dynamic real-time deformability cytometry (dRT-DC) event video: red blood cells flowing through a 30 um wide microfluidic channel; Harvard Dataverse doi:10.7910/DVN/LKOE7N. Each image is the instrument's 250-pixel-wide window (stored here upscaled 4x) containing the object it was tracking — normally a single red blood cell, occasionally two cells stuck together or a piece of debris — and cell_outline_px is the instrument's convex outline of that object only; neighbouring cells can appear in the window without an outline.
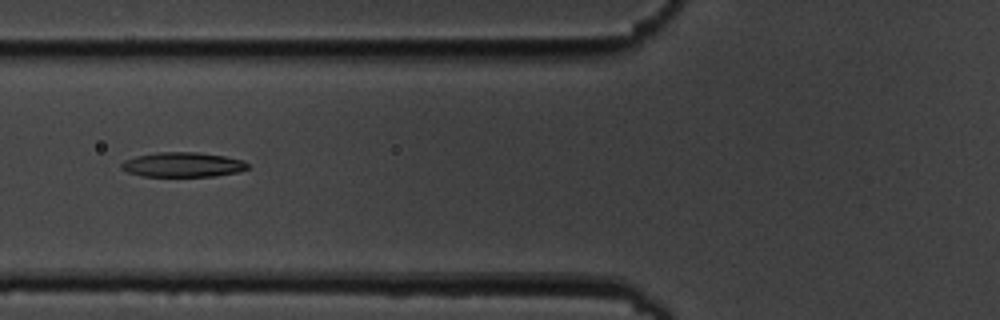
{"species": "common noctule bat (a hibernating species)", "species_latin": "Nyctalus noctula", "temperature_condition": "cold", "stored_images_in_passage": 9, "camera_frame_rate_fps": 3000, "um_per_image_px": 0.085, "animal": {"sex": "male", "body_mass_g": 19.5, "forearm_length_mm": 54.6}, "frame": {"image": 1, "passage_image": 6, "time_ms": 6.0, "image_size_px": [1000, 320], "cell_outline_px": [[248, 168], [240, 172], [212, 176], [144, 176], [128, 172], [120, 168], [120, 164], [124, 160], [136, 156], [156, 152], [196, 152], [224, 156], [244, 160], [248, 164]], "centroid_in_image_um": [15.53, 13.99], "position_along_channel_um": 110.3, "area_um2": 18.21}}
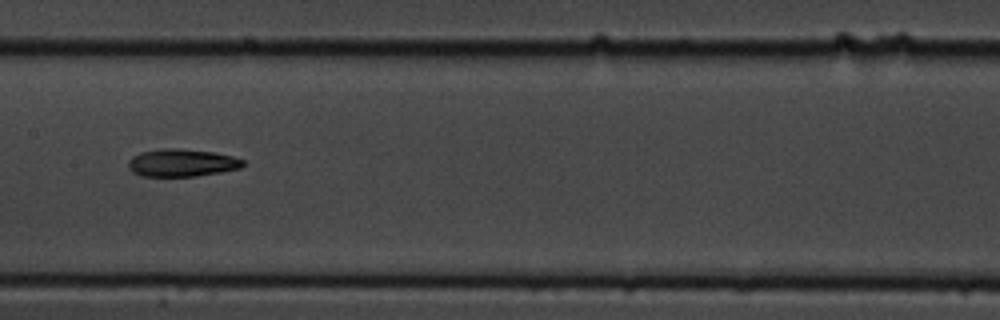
{"frame": {"image": 2, "passage_image": 8, "time_ms": 8.333, "image_size_px": [1000, 320], "cell_outline_px": [[244, 164], [240, 168], [220, 172], [196, 176], [144, 176], [132, 172], [128, 168], [128, 160], [132, 156], [140, 152], [160, 148], [176, 148], [216, 152], [232, 156], [244, 160]], "centroid_in_image_um": [15.43, 13.83], "position_along_channel_um": 192.0, "area_um2": 18.55}}
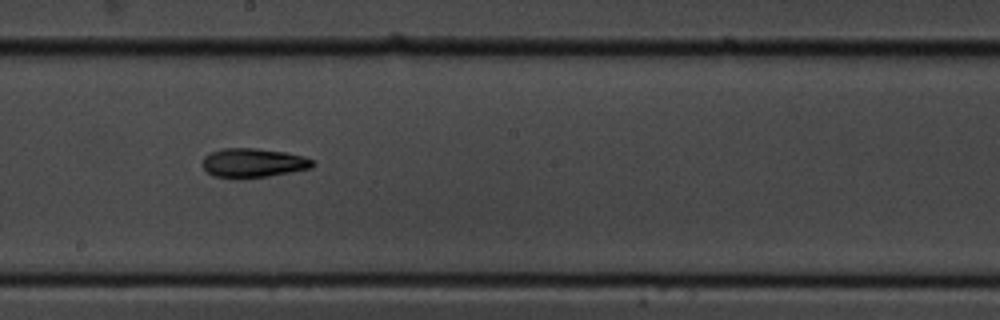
{"frame": {"image": 3, "passage_image": 9, "time_ms": 9.333, "image_size_px": [1000, 320], "cell_outline_px": [[316, 164], [312, 168], [292, 172], [268, 176], [236, 180], [212, 176], [200, 164], [204, 156], [212, 152], [224, 148], [256, 148], [284, 152], [304, 156], [312, 160]], "centroid_in_image_um": [21.49, 13.87], "position_along_channel_um": 226.7, "area_um2": 19.13}}